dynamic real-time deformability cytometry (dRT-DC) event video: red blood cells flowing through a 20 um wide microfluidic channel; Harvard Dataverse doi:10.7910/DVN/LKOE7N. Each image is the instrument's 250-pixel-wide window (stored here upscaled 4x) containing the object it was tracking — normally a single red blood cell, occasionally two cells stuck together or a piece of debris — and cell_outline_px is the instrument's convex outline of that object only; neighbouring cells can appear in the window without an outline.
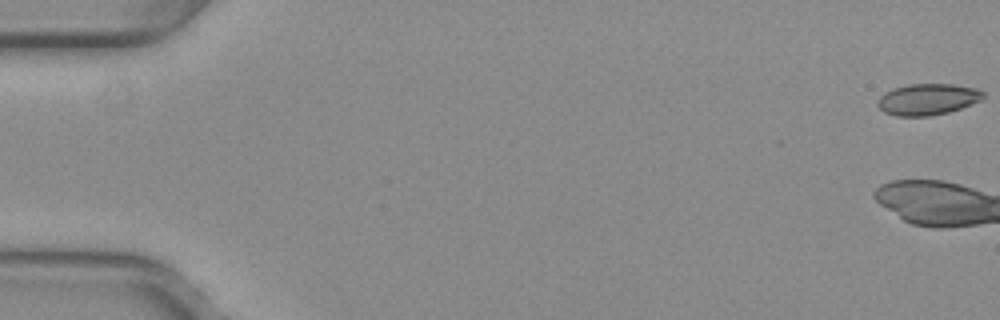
{"species": "common noctule bat (a hibernating species)", "species_latin": "Nyctalus noctula", "temperature_condition": "warm", "stored_images_in_passage": 12, "camera_frame_rate_fps": 3000, "um_per_image_px": 0.085, "animal": {"sex": "female", "body_mass_g": 29.2, "forearm_length_mm": 56.3}, "frame": {"image": 1, "passage_image": 1, "time_ms": 0.0, "image_size_px": [1000, 320], "cell_outline_px": [[984, 96], [980, 100], [960, 108], [948, 112], [928, 116], [896, 116], [884, 112], [876, 104], [876, 100], [884, 92], [892, 88], [908, 84], [952, 84], [976, 88], [984, 92]], "centroid_in_image_um": [78.8, 8.43], "position_along_channel_um": 6.2, "area_um2": 19.31}}